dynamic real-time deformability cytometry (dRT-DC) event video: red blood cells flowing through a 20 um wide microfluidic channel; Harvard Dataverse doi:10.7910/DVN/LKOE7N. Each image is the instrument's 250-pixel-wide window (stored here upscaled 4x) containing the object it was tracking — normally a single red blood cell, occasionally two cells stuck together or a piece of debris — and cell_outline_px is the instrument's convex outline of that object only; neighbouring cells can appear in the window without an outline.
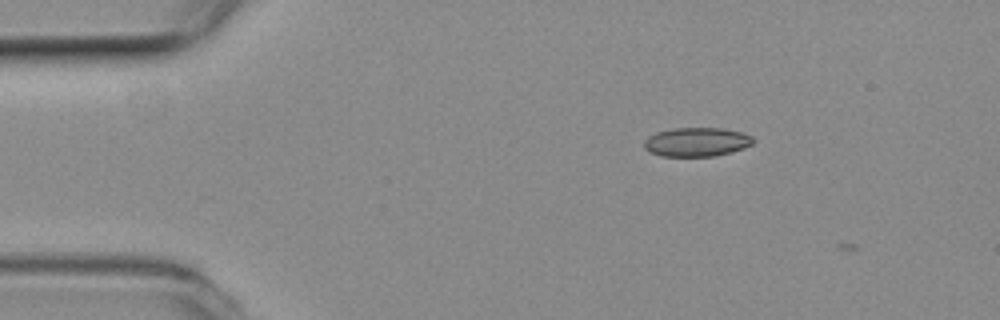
{"species": "common noctule bat (a hibernating species)", "species_latin": "Nyctalus noctula", "temperature_condition": "room temperature", "stored_images_in_passage": 3, "camera_frame_rate_fps": 3000, "um_per_image_px": 0.085, "animal": {"sex": "female", "body_mass_g": 19.3, "forearm_length_mm": 54.1}, "frame": {"image": 1, "passage_image": 2, "time_ms": 0.333, "image_size_px": [1000, 320], "cell_outline_px": [[756, 140], [752, 144], [744, 148], [732, 152], [716, 156], [664, 156], [648, 152], [644, 148], [644, 140], [648, 136], [656, 132], [672, 128], [724, 128], [740, 132], [752, 136]], "centroid_in_image_um": [59.21, 12.07], "position_along_channel_um": 25.8, "area_um2": 18.61}}